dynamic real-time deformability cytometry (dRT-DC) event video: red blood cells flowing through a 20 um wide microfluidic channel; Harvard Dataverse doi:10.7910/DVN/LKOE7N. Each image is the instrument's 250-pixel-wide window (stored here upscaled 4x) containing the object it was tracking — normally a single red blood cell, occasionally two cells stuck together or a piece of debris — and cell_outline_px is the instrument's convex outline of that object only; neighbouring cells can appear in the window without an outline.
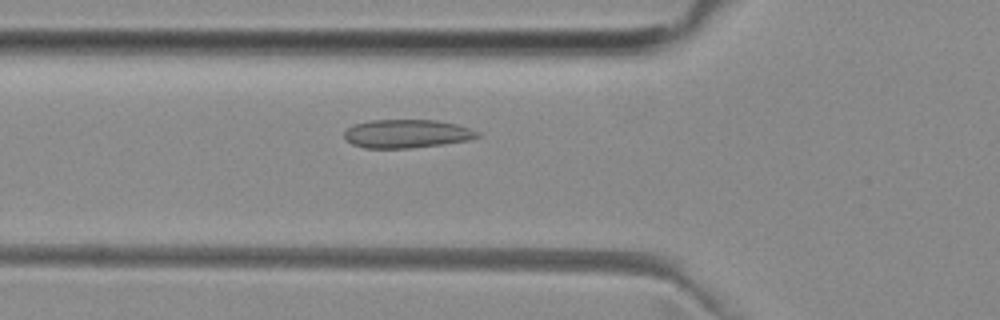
{"species": "common noctule bat (a hibernating species)", "species_latin": "Nyctalus noctula", "temperature_condition": "room temperature", "stored_images_in_passage": 52, "camera_frame_rate_fps": 3000, "um_per_image_px": 0.085, "animal": {"sex": "female", "body_mass_g": 29.2, "forearm_length_mm": 56.3}, "frame": {"image": 1, "passage_image": 18, "time_ms": 5.667, "image_size_px": [1000, 320], "cell_outline_px": [[480, 136], [468, 140], [412, 148], [364, 148], [352, 144], [344, 136], [344, 132], [352, 124], [368, 120], [436, 120], [456, 124], [480, 132]], "centroid_in_image_um": [34.54, 11.36], "position_along_channel_um": 91.3, "area_um2": 22.02}}
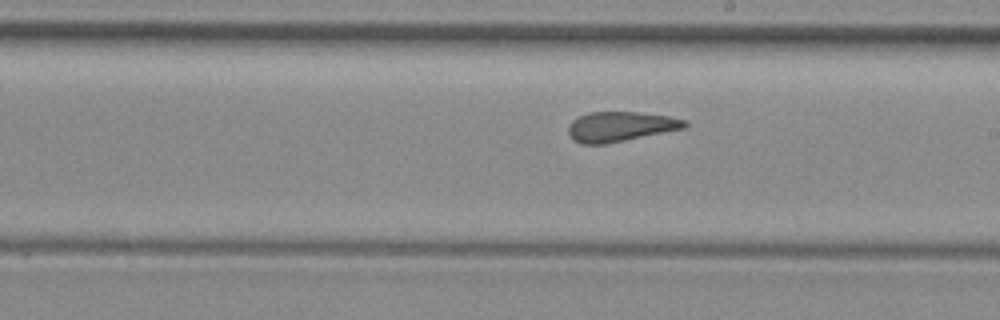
{"frame": {"image": 2, "passage_image": 29, "time_ms": 9.333, "image_size_px": [1000, 320], "cell_outline_px": [[688, 128], [604, 144], [580, 144], [572, 140], [568, 132], [568, 124], [572, 120], [588, 112], [636, 112], [668, 116], [684, 120], [688, 124]], "centroid_in_image_um": [52.71, 10.76], "position_along_channel_um": 236.3, "area_um2": 20.35}}
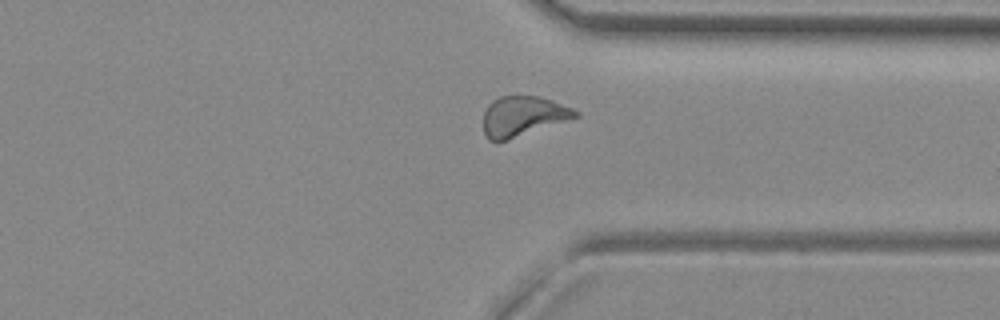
{"frame": {"image": 3, "passage_image": 39, "time_ms": 12.667, "image_size_px": [1000, 320], "cell_outline_px": [[580, 116], [508, 140], [488, 140], [484, 136], [484, 112], [488, 104], [492, 100], [500, 96], [536, 96], [572, 108], [580, 112]], "centroid_in_image_um": [44.42, 9.88], "position_along_channel_um": 367.0, "area_um2": 21.21}, "authors_computed_cell_mechanics": {"area_um2": 21.675, "velocity_mm_per_s": 3.9513, "shape_relaxation_time_tau1_ms": null, "shape_relaxation_time_tau2_ms": 1.5346, "deformation_change_tau1": null, "deformation_change_tau2": 0.0778}}